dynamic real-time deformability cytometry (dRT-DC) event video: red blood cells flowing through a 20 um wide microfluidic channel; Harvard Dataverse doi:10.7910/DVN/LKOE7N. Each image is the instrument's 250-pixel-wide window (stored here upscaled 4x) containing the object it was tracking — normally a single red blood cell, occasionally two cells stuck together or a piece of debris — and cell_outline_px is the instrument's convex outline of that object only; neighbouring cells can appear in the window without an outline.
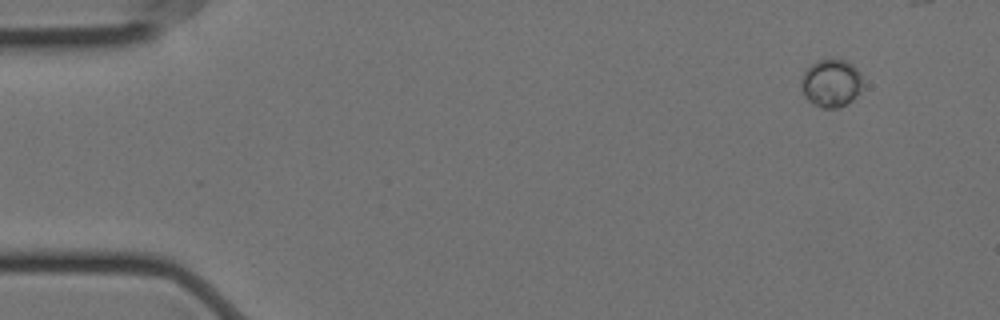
{"species": "Egyptian fruit bat (a non-hibernating species)", "species_latin": "Rousettus aegyptiacus", "temperature_condition": "cold", "stored_images_in_passage": 28, "camera_frame_rate_fps": 3000, "um_per_image_px": 0.085, "animal": {"sex": "female"}, "frame": {"image": 1, "passage_image": 1, "time_ms": 0.0, "image_size_px": [1000, 320], "cell_outline_px": [[860, 88], [856, 96], [852, 100], [836, 108], [824, 108], [808, 100], [804, 96], [800, 80], [804, 72], [812, 64], [828, 56], [844, 60], [852, 64], [860, 72]], "centroid_in_image_um": [70.62, 7.02], "position_along_channel_um": 14.4, "area_um2": 16.99}}
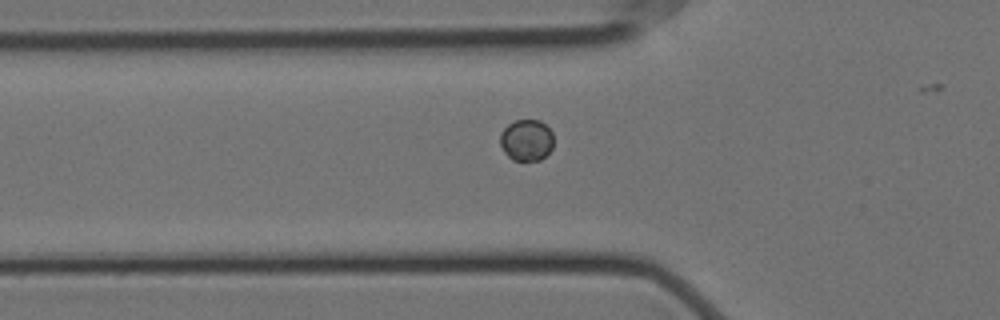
{"frame": {"image": 2, "passage_image": 16, "time_ms": 5.0, "image_size_px": [1000, 320], "cell_outline_px": [[552, 148], [540, 160], [512, 160], [504, 152], [500, 144], [500, 132], [508, 124], [516, 120], [540, 120], [552, 132]], "centroid_in_image_um": [44.72, 11.9], "position_along_channel_um": 81.1, "area_um2": 12.83}}
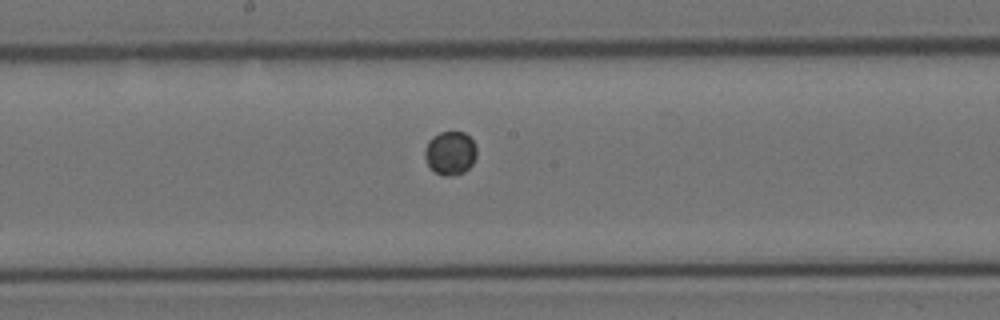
{"frame": {"image": 3, "passage_image": 27, "time_ms": 8.667, "image_size_px": [1000, 320], "cell_outline_px": [[476, 156], [472, 164], [464, 172], [448, 176], [444, 176], [436, 172], [428, 164], [424, 156], [424, 148], [428, 140], [432, 136], [440, 132], [464, 132], [472, 140], [476, 148]], "centroid_in_image_um": [38.25, 12.99], "position_along_channel_um": 209.9, "area_um2": 13.12}}